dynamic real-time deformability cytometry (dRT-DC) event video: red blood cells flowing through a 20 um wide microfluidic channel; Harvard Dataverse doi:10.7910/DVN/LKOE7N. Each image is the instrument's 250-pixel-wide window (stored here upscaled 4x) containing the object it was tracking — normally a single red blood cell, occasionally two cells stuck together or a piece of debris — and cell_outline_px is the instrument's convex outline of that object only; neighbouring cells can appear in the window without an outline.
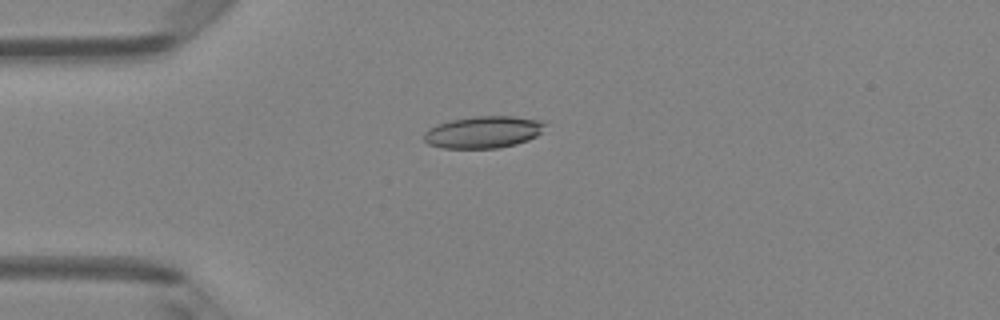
{"species": "Egyptian fruit bat (a non-hibernating species)", "species_latin": "Rousettus aegyptiacus", "temperature_condition": "room temperature", "stored_images_in_passage": 49, "camera_frame_rate_fps": 3000, "um_per_image_px": 0.085, "animal": {"sex": "female"}, "frame": {"image": 1, "passage_image": 13, "time_ms": 4.0, "image_size_px": [1000, 320], "cell_outline_px": [[544, 124], [540, 132], [536, 136], [528, 140], [516, 144], [500, 148], [444, 148], [428, 144], [424, 140], [424, 132], [428, 128], [452, 120], [476, 116], [512, 116], [544, 120]], "centroid_in_image_um": [41.08, 11.23], "position_along_channel_um": 43.9, "area_um2": 22.43}}
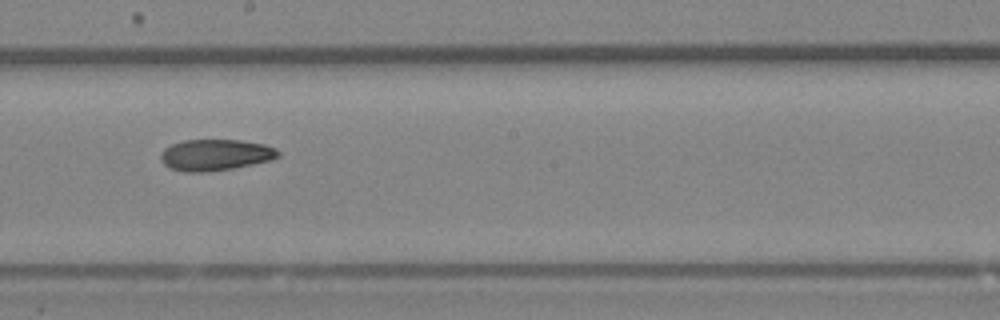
{"frame": {"image": 2, "passage_image": 28, "time_ms": 9.0, "image_size_px": [1000, 320], "cell_outline_px": [[280, 156], [272, 160], [232, 168], [208, 172], [184, 172], [168, 168], [160, 160], [160, 152], [164, 148], [172, 144], [184, 140], [240, 140], [264, 144], [276, 148], [280, 152]], "centroid_in_image_um": [18.29, 13.17], "position_along_channel_um": 229.9, "area_um2": 21.62}}
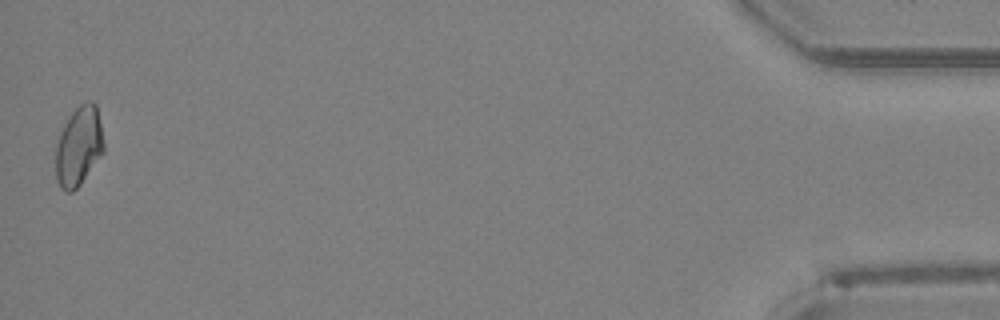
{"frame": {"image": 3, "passage_image": 49, "time_ms": 16.0, "image_size_px": [1000, 320], "cell_outline_px": [[104, 152], [80, 184], [72, 192], [64, 192], [60, 188], [56, 180], [56, 144], [60, 132], [64, 124], [72, 112], [80, 104], [88, 100], [92, 100], [96, 104], [104, 140]], "centroid_in_image_um": [6.69, 12.43], "position_along_channel_um": 428.5, "area_um2": 22.37}, "authors_computed_cell_mechanics": {"area_um2": 21.7906, "velocity_mm_per_s": 4.1582, "shape_relaxation_time_tau1_ms": null, "shape_relaxation_time_tau2_ms": 6.9725, "deformation_change_tau1": null, "deformation_change_tau2": 0.1407}}